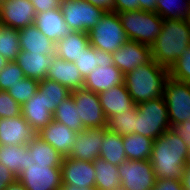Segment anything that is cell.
Wrapping results in <instances>:
<instances>
[{
	"label": "cell",
	"instance_id": "obj_1",
	"mask_svg": "<svg viewBox=\"0 0 190 190\" xmlns=\"http://www.w3.org/2000/svg\"><path fill=\"white\" fill-rule=\"evenodd\" d=\"M188 145L175 130L168 129L153 141L150 162L156 180L176 178L181 180L186 168Z\"/></svg>",
	"mask_w": 190,
	"mask_h": 190
},
{
	"label": "cell",
	"instance_id": "obj_2",
	"mask_svg": "<svg viewBox=\"0 0 190 190\" xmlns=\"http://www.w3.org/2000/svg\"><path fill=\"white\" fill-rule=\"evenodd\" d=\"M190 45V29L184 19L163 20L161 33L151 47L152 59L168 70Z\"/></svg>",
	"mask_w": 190,
	"mask_h": 190
},
{
	"label": "cell",
	"instance_id": "obj_3",
	"mask_svg": "<svg viewBox=\"0 0 190 190\" xmlns=\"http://www.w3.org/2000/svg\"><path fill=\"white\" fill-rule=\"evenodd\" d=\"M168 69L160 66L154 59L147 64L136 67L124 75V84L134 103L149 101L163 96Z\"/></svg>",
	"mask_w": 190,
	"mask_h": 190
},
{
	"label": "cell",
	"instance_id": "obj_4",
	"mask_svg": "<svg viewBox=\"0 0 190 190\" xmlns=\"http://www.w3.org/2000/svg\"><path fill=\"white\" fill-rule=\"evenodd\" d=\"M118 15L129 40L151 46L161 33L163 18L156 12L138 9Z\"/></svg>",
	"mask_w": 190,
	"mask_h": 190
},
{
	"label": "cell",
	"instance_id": "obj_5",
	"mask_svg": "<svg viewBox=\"0 0 190 190\" xmlns=\"http://www.w3.org/2000/svg\"><path fill=\"white\" fill-rule=\"evenodd\" d=\"M135 133L155 140L171 128L163 96L137 104Z\"/></svg>",
	"mask_w": 190,
	"mask_h": 190
},
{
	"label": "cell",
	"instance_id": "obj_6",
	"mask_svg": "<svg viewBox=\"0 0 190 190\" xmlns=\"http://www.w3.org/2000/svg\"><path fill=\"white\" fill-rule=\"evenodd\" d=\"M88 37L90 45L107 56L129 40L116 12H106L96 26L89 30Z\"/></svg>",
	"mask_w": 190,
	"mask_h": 190
},
{
	"label": "cell",
	"instance_id": "obj_7",
	"mask_svg": "<svg viewBox=\"0 0 190 190\" xmlns=\"http://www.w3.org/2000/svg\"><path fill=\"white\" fill-rule=\"evenodd\" d=\"M62 163L26 162V170L17 180L26 190H60L62 186Z\"/></svg>",
	"mask_w": 190,
	"mask_h": 190
},
{
	"label": "cell",
	"instance_id": "obj_8",
	"mask_svg": "<svg viewBox=\"0 0 190 190\" xmlns=\"http://www.w3.org/2000/svg\"><path fill=\"white\" fill-rule=\"evenodd\" d=\"M60 9L71 31L88 33L106 13L86 0H62Z\"/></svg>",
	"mask_w": 190,
	"mask_h": 190
},
{
	"label": "cell",
	"instance_id": "obj_9",
	"mask_svg": "<svg viewBox=\"0 0 190 190\" xmlns=\"http://www.w3.org/2000/svg\"><path fill=\"white\" fill-rule=\"evenodd\" d=\"M163 98L171 128L190 120V90L184 82L169 77L164 86Z\"/></svg>",
	"mask_w": 190,
	"mask_h": 190
},
{
	"label": "cell",
	"instance_id": "obj_10",
	"mask_svg": "<svg viewBox=\"0 0 190 190\" xmlns=\"http://www.w3.org/2000/svg\"><path fill=\"white\" fill-rule=\"evenodd\" d=\"M124 190H152L156 176L150 160L127 159L118 166Z\"/></svg>",
	"mask_w": 190,
	"mask_h": 190
},
{
	"label": "cell",
	"instance_id": "obj_11",
	"mask_svg": "<svg viewBox=\"0 0 190 190\" xmlns=\"http://www.w3.org/2000/svg\"><path fill=\"white\" fill-rule=\"evenodd\" d=\"M82 125L85 128H107V118L100 104L99 94L85 88L72 91Z\"/></svg>",
	"mask_w": 190,
	"mask_h": 190
},
{
	"label": "cell",
	"instance_id": "obj_12",
	"mask_svg": "<svg viewBox=\"0 0 190 190\" xmlns=\"http://www.w3.org/2000/svg\"><path fill=\"white\" fill-rule=\"evenodd\" d=\"M123 74L152 60L151 47L133 40L125 42L117 51L108 56Z\"/></svg>",
	"mask_w": 190,
	"mask_h": 190
},
{
	"label": "cell",
	"instance_id": "obj_13",
	"mask_svg": "<svg viewBox=\"0 0 190 190\" xmlns=\"http://www.w3.org/2000/svg\"><path fill=\"white\" fill-rule=\"evenodd\" d=\"M103 141L104 128H85L77 132L68 157L93 162L96 158H99Z\"/></svg>",
	"mask_w": 190,
	"mask_h": 190
},
{
	"label": "cell",
	"instance_id": "obj_14",
	"mask_svg": "<svg viewBox=\"0 0 190 190\" xmlns=\"http://www.w3.org/2000/svg\"><path fill=\"white\" fill-rule=\"evenodd\" d=\"M31 0H5L0 7V22L14 29L33 25L36 15Z\"/></svg>",
	"mask_w": 190,
	"mask_h": 190
},
{
	"label": "cell",
	"instance_id": "obj_15",
	"mask_svg": "<svg viewBox=\"0 0 190 190\" xmlns=\"http://www.w3.org/2000/svg\"><path fill=\"white\" fill-rule=\"evenodd\" d=\"M121 84H124L123 72L107 57L84 79L83 88L99 94Z\"/></svg>",
	"mask_w": 190,
	"mask_h": 190
},
{
	"label": "cell",
	"instance_id": "obj_16",
	"mask_svg": "<svg viewBox=\"0 0 190 190\" xmlns=\"http://www.w3.org/2000/svg\"><path fill=\"white\" fill-rule=\"evenodd\" d=\"M37 135L33 127L21 115L0 119V144L25 145Z\"/></svg>",
	"mask_w": 190,
	"mask_h": 190
},
{
	"label": "cell",
	"instance_id": "obj_17",
	"mask_svg": "<svg viewBox=\"0 0 190 190\" xmlns=\"http://www.w3.org/2000/svg\"><path fill=\"white\" fill-rule=\"evenodd\" d=\"M62 184H74L79 188L95 187V168L92 162L63 157Z\"/></svg>",
	"mask_w": 190,
	"mask_h": 190
},
{
	"label": "cell",
	"instance_id": "obj_18",
	"mask_svg": "<svg viewBox=\"0 0 190 190\" xmlns=\"http://www.w3.org/2000/svg\"><path fill=\"white\" fill-rule=\"evenodd\" d=\"M37 135L57 150L62 157H68L77 132L53 120L45 128H42Z\"/></svg>",
	"mask_w": 190,
	"mask_h": 190
},
{
	"label": "cell",
	"instance_id": "obj_19",
	"mask_svg": "<svg viewBox=\"0 0 190 190\" xmlns=\"http://www.w3.org/2000/svg\"><path fill=\"white\" fill-rule=\"evenodd\" d=\"M99 99L107 120L112 115H120L122 112L125 113L136 106L125 84L102 91L99 93Z\"/></svg>",
	"mask_w": 190,
	"mask_h": 190
},
{
	"label": "cell",
	"instance_id": "obj_20",
	"mask_svg": "<svg viewBox=\"0 0 190 190\" xmlns=\"http://www.w3.org/2000/svg\"><path fill=\"white\" fill-rule=\"evenodd\" d=\"M34 24L46 37L55 43L71 32V29L64 21L60 8L37 13Z\"/></svg>",
	"mask_w": 190,
	"mask_h": 190
},
{
	"label": "cell",
	"instance_id": "obj_21",
	"mask_svg": "<svg viewBox=\"0 0 190 190\" xmlns=\"http://www.w3.org/2000/svg\"><path fill=\"white\" fill-rule=\"evenodd\" d=\"M18 31L20 50L45 56L55 55L56 43L46 37L35 24L18 29Z\"/></svg>",
	"mask_w": 190,
	"mask_h": 190
},
{
	"label": "cell",
	"instance_id": "obj_22",
	"mask_svg": "<svg viewBox=\"0 0 190 190\" xmlns=\"http://www.w3.org/2000/svg\"><path fill=\"white\" fill-rule=\"evenodd\" d=\"M69 88L71 91L82 89L84 79L73 62L54 57L47 71V77Z\"/></svg>",
	"mask_w": 190,
	"mask_h": 190
},
{
	"label": "cell",
	"instance_id": "obj_23",
	"mask_svg": "<svg viewBox=\"0 0 190 190\" xmlns=\"http://www.w3.org/2000/svg\"><path fill=\"white\" fill-rule=\"evenodd\" d=\"M21 108L22 116L37 133L53 121V113L47 110L44 95L38 89L35 95L27 100Z\"/></svg>",
	"mask_w": 190,
	"mask_h": 190
},
{
	"label": "cell",
	"instance_id": "obj_24",
	"mask_svg": "<svg viewBox=\"0 0 190 190\" xmlns=\"http://www.w3.org/2000/svg\"><path fill=\"white\" fill-rule=\"evenodd\" d=\"M55 57L20 50L15 62L22 69L24 76L41 81L47 77V71Z\"/></svg>",
	"mask_w": 190,
	"mask_h": 190
},
{
	"label": "cell",
	"instance_id": "obj_25",
	"mask_svg": "<svg viewBox=\"0 0 190 190\" xmlns=\"http://www.w3.org/2000/svg\"><path fill=\"white\" fill-rule=\"evenodd\" d=\"M89 44L88 33L71 31L56 42L55 56L74 63Z\"/></svg>",
	"mask_w": 190,
	"mask_h": 190
},
{
	"label": "cell",
	"instance_id": "obj_26",
	"mask_svg": "<svg viewBox=\"0 0 190 190\" xmlns=\"http://www.w3.org/2000/svg\"><path fill=\"white\" fill-rule=\"evenodd\" d=\"M99 157L115 166L127 160L123 137L104 128V141Z\"/></svg>",
	"mask_w": 190,
	"mask_h": 190
},
{
	"label": "cell",
	"instance_id": "obj_27",
	"mask_svg": "<svg viewBox=\"0 0 190 190\" xmlns=\"http://www.w3.org/2000/svg\"><path fill=\"white\" fill-rule=\"evenodd\" d=\"M28 145L7 146L0 144V164L9 168L17 177L26 170Z\"/></svg>",
	"mask_w": 190,
	"mask_h": 190
},
{
	"label": "cell",
	"instance_id": "obj_28",
	"mask_svg": "<svg viewBox=\"0 0 190 190\" xmlns=\"http://www.w3.org/2000/svg\"><path fill=\"white\" fill-rule=\"evenodd\" d=\"M95 168V188L96 190H112L121 186L118 173V166L99 158L93 162Z\"/></svg>",
	"mask_w": 190,
	"mask_h": 190
},
{
	"label": "cell",
	"instance_id": "obj_29",
	"mask_svg": "<svg viewBox=\"0 0 190 190\" xmlns=\"http://www.w3.org/2000/svg\"><path fill=\"white\" fill-rule=\"evenodd\" d=\"M123 145L127 159L130 160H149L151 156L153 139L139 135L136 133H131L129 135H124Z\"/></svg>",
	"mask_w": 190,
	"mask_h": 190
},
{
	"label": "cell",
	"instance_id": "obj_30",
	"mask_svg": "<svg viewBox=\"0 0 190 190\" xmlns=\"http://www.w3.org/2000/svg\"><path fill=\"white\" fill-rule=\"evenodd\" d=\"M27 162L62 163V155L36 135L28 144Z\"/></svg>",
	"mask_w": 190,
	"mask_h": 190
},
{
	"label": "cell",
	"instance_id": "obj_31",
	"mask_svg": "<svg viewBox=\"0 0 190 190\" xmlns=\"http://www.w3.org/2000/svg\"><path fill=\"white\" fill-rule=\"evenodd\" d=\"M53 120L64 124L75 132L84 129L72 94L56 107L53 113Z\"/></svg>",
	"mask_w": 190,
	"mask_h": 190
},
{
	"label": "cell",
	"instance_id": "obj_32",
	"mask_svg": "<svg viewBox=\"0 0 190 190\" xmlns=\"http://www.w3.org/2000/svg\"><path fill=\"white\" fill-rule=\"evenodd\" d=\"M38 90L43 93L47 110L51 113H54L56 107L72 93L69 88L48 78L39 81Z\"/></svg>",
	"mask_w": 190,
	"mask_h": 190
},
{
	"label": "cell",
	"instance_id": "obj_33",
	"mask_svg": "<svg viewBox=\"0 0 190 190\" xmlns=\"http://www.w3.org/2000/svg\"><path fill=\"white\" fill-rule=\"evenodd\" d=\"M20 51L19 31L9 26L0 28V55L8 62L15 61Z\"/></svg>",
	"mask_w": 190,
	"mask_h": 190
},
{
	"label": "cell",
	"instance_id": "obj_34",
	"mask_svg": "<svg viewBox=\"0 0 190 190\" xmlns=\"http://www.w3.org/2000/svg\"><path fill=\"white\" fill-rule=\"evenodd\" d=\"M107 57L108 56L101 50H97L89 44L83 49V52L74 64L78 68L83 79H86V77H88L94 69L99 67Z\"/></svg>",
	"mask_w": 190,
	"mask_h": 190
},
{
	"label": "cell",
	"instance_id": "obj_35",
	"mask_svg": "<svg viewBox=\"0 0 190 190\" xmlns=\"http://www.w3.org/2000/svg\"><path fill=\"white\" fill-rule=\"evenodd\" d=\"M190 8V0H157L155 12L163 18L184 19Z\"/></svg>",
	"mask_w": 190,
	"mask_h": 190
},
{
	"label": "cell",
	"instance_id": "obj_36",
	"mask_svg": "<svg viewBox=\"0 0 190 190\" xmlns=\"http://www.w3.org/2000/svg\"><path fill=\"white\" fill-rule=\"evenodd\" d=\"M135 118H137V106L120 115H112L107 120V129L120 136L135 133Z\"/></svg>",
	"mask_w": 190,
	"mask_h": 190
},
{
	"label": "cell",
	"instance_id": "obj_37",
	"mask_svg": "<svg viewBox=\"0 0 190 190\" xmlns=\"http://www.w3.org/2000/svg\"><path fill=\"white\" fill-rule=\"evenodd\" d=\"M38 84V80L24 77L7 92L17 103L22 106L27 100L35 95L38 89Z\"/></svg>",
	"mask_w": 190,
	"mask_h": 190
},
{
	"label": "cell",
	"instance_id": "obj_38",
	"mask_svg": "<svg viewBox=\"0 0 190 190\" xmlns=\"http://www.w3.org/2000/svg\"><path fill=\"white\" fill-rule=\"evenodd\" d=\"M22 69L15 61H10L0 70V90L9 91L24 78Z\"/></svg>",
	"mask_w": 190,
	"mask_h": 190
},
{
	"label": "cell",
	"instance_id": "obj_39",
	"mask_svg": "<svg viewBox=\"0 0 190 190\" xmlns=\"http://www.w3.org/2000/svg\"><path fill=\"white\" fill-rule=\"evenodd\" d=\"M168 72L169 77L177 81L185 82L190 79V45Z\"/></svg>",
	"mask_w": 190,
	"mask_h": 190
},
{
	"label": "cell",
	"instance_id": "obj_40",
	"mask_svg": "<svg viewBox=\"0 0 190 190\" xmlns=\"http://www.w3.org/2000/svg\"><path fill=\"white\" fill-rule=\"evenodd\" d=\"M21 107L7 91L0 90V119L13 118L21 115Z\"/></svg>",
	"mask_w": 190,
	"mask_h": 190
},
{
	"label": "cell",
	"instance_id": "obj_41",
	"mask_svg": "<svg viewBox=\"0 0 190 190\" xmlns=\"http://www.w3.org/2000/svg\"><path fill=\"white\" fill-rule=\"evenodd\" d=\"M152 190H183L182 180L176 178L159 179Z\"/></svg>",
	"mask_w": 190,
	"mask_h": 190
},
{
	"label": "cell",
	"instance_id": "obj_42",
	"mask_svg": "<svg viewBox=\"0 0 190 190\" xmlns=\"http://www.w3.org/2000/svg\"><path fill=\"white\" fill-rule=\"evenodd\" d=\"M62 0H31L36 13L60 8Z\"/></svg>",
	"mask_w": 190,
	"mask_h": 190
},
{
	"label": "cell",
	"instance_id": "obj_43",
	"mask_svg": "<svg viewBox=\"0 0 190 190\" xmlns=\"http://www.w3.org/2000/svg\"><path fill=\"white\" fill-rule=\"evenodd\" d=\"M16 180L17 177L9 170V168L0 164V190H4Z\"/></svg>",
	"mask_w": 190,
	"mask_h": 190
},
{
	"label": "cell",
	"instance_id": "obj_44",
	"mask_svg": "<svg viewBox=\"0 0 190 190\" xmlns=\"http://www.w3.org/2000/svg\"><path fill=\"white\" fill-rule=\"evenodd\" d=\"M178 136L190 147V120L183 121L181 124H176L172 127Z\"/></svg>",
	"mask_w": 190,
	"mask_h": 190
},
{
	"label": "cell",
	"instance_id": "obj_45",
	"mask_svg": "<svg viewBox=\"0 0 190 190\" xmlns=\"http://www.w3.org/2000/svg\"><path fill=\"white\" fill-rule=\"evenodd\" d=\"M114 4L116 13L139 9L138 0H114Z\"/></svg>",
	"mask_w": 190,
	"mask_h": 190
},
{
	"label": "cell",
	"instance_id": "obj_46",
	"mask_svg": "<svg viewBox=\"0 0 190 190\" xmlns=\"http://www.w3.org/2000/svg\"><path fill=\"white\" fill-rule=\"evenodd\" d=\"M105 12H115L114 0H86Z\"/></svg>",
	"mask_w": 190,
	"mask_h": 190
},
{
	"label": "cell",
	"instance_id": "obj_47",
	"mask_svg": "<svg viewBox=\"0 0 190 190\" xmlns=\"http://www.w3.org/2000/svg\"><path fill=\"white\" fill-rule=\"evenodd\" d=\"M157 0H138L139 9L147 12H155Z\"/></svg>",
	"mask_w": 190,
	"mask_h": 190
},
{
	"label": "cell",
	"instance_id": "obj_48",
	"mask_svg": "<svg viewBox=\"0 0 190 190\" xmlns=\"http://www.w3.org/2000/svg\"><path fill=\"white\" fill-rule=\"evenodd\" d=\"M183 190H190V168H185L182 175Z\"/></svg>",
	"mask_w": 190,
	"mask_h": 190
},
{
	"label": "cell",
	"instance_id": "obj_49",
	"mask_svg": "<svg viewBox=\"0 0 190 190\" xmlns=\"http://www.w3.org/2000/svg\"><path fill=\"white\" fill-rule=\"evenodd\" d=\"M61 190H96L95 187H85V188H79L75 186L74 184H62Z\"/></svg>",
	"mask_w": 190,
	"mask_h": 190
},
{
	"label": "cell",
	"instance_id": "obj_50",
	"mask_svg": "<svg viewBox=\"0 0 190 190\" xmlns=\"http://www.w3.org/2000/svg\"><path fill=\"white\" fill-rule=\"evenodd\" d=\"M4 190H26V188L18 180H16Z\"/></svg>",
	"mask_w": 190,
	"mask_h": 190
},
{
	"label": "cell",
	"instance_id": "obj_51",
	"mask_svg": "<svg viewBox=\"0 0 190 190\" xmlns=\"http://www.w3.org/2000/svg\"><path fill=\"white\" fill-rule=\"evenodd\" d=\"M8 61L5 57L0 55V70L7 65Z\"/></svg>",
	"mask_w": 190,
	"mask_h": 190
},
{
	"label": "cell",
	"instance_id": "obj_52",
	"mask_svg": "<svg viewBox=\"0 0 190 190\" xmlns=\"http://www.w3.org/2000/svg\"><path fill=\"white\" fill-rule=\"evenodd\" d=\"M184 21H185V23L187 24V26L190 29V8H189V11H188V13L186 14V16L184 18Z\"/></svg>",
	"mask_w": 190,
	"mask_h": 190
},
{
	"label": "cell",
	"instance_id": "obj_53",
	"mask_svg": "<svg viewBox=\"0 0 190 190\" xmlns=\"http://www.w3.org/2000/svg\"><path fill=\"white\" fill-rule=\"evenodd\" d=\"M186 168H190V147L188 148L187 157H186Z\"/></svg>",
	"mask_w": 190,
	"mask_h": 190
},
{
	"label": "cell",
	"instance_id": "obj_54",
	"mask_svg": "<svg viewBox=\"0 0 190 190\" xmlns=\"http://www.w3.org/2000/svg\"><path fill=\"white\" fill-rule=\"evenodd\" d=\"M184 83L187 85V87H188L189 90H190V79L186 80Z\"/></svg>",
	"mask_w": 190,
	"mask_h": 190
},
{
	"label": "cell",
	"instance_id": "obj_55",
	"mask_svg": "<svg viewBox=\"0 0 190 190\" xmlns=\"http://www.w3.org/2000/svg\"><path fill=\"white\" fill-rule=\"evenodd\" d=\"M112 190H124V188L122 186H119V187H116V188H114Z\"/></svg>",
	"mask_w": 190,
	"mask_h": 190
},
{
	"label": "cell",
	"instance_id": "obj_56",
	"mask_svg": "<svg viewBox=\"0 0 190 190\" xmlns=\"http://www.w3.org/2000/svg\"><path fill=\"white\" fill-rule=\"evenodd\" d=\"M5 0H0V7H1V5H2V3L4 2Z\"/></svg>",
	"mask_w": 190,
	"mask_h": 190
}]
</instances>
